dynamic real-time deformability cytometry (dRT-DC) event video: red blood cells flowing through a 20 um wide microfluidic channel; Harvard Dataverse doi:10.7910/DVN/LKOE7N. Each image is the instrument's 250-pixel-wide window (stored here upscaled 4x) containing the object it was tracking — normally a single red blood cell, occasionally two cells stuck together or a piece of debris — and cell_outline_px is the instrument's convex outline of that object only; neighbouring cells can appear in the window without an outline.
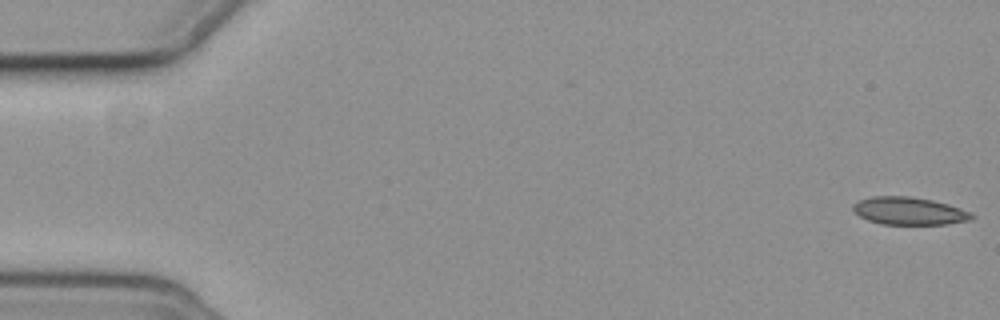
{"species": "common noctule bat (a hibernating species)", "species_latin": "Nyctalus noctula", "temperature_condition": "cold", "stored_images_in_passage": 57, "camera_frame_rate_fps": 3000, "um_per_image_px": 0.085, "animal": {"sex": "female", "body_mass_g": 19.3, "forearm_length_mm": 54.1}, "frame": {"image": 1, "passage_image": 1, "time_ms": 0.0, "image_size_px": [1000, 320], "cell_outline_px": [[976, 216], [972, 220], [948, 224], [880, 224], [868, 220], [860, 216], [852, 208], [852, 204], [860, 200], [872, 196], [908, 196], [932, 200], [948, 204], [972, 212]], "centroid_in_image_um": [77.31, 17.93], "position_along_channel_um": 7.7, "area_um2": 19.19}}
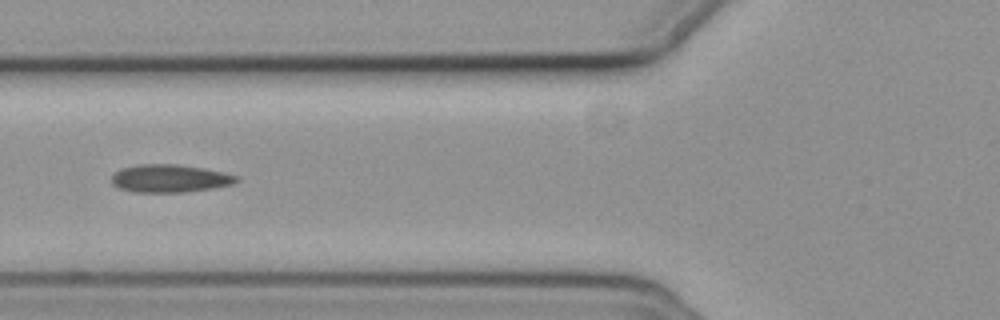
{"frame": {"image": 2, "passage_image": 22, "time_ms": 7.0, "image_size_px": [1000, 320], "cell_outline_px": [[240, 180], [232, 184], [212, 188], [188, 192], [132, 192], [120, 188], [112, 184], [112, 176], [120, 168], [136, 164], [176, 164], [204, 168], [224, 172], [240, 176]], "centroid_in_image_um": [14.45, 15.16], "position_along_channel_um": 111.3, "area_um2": 20.46}}
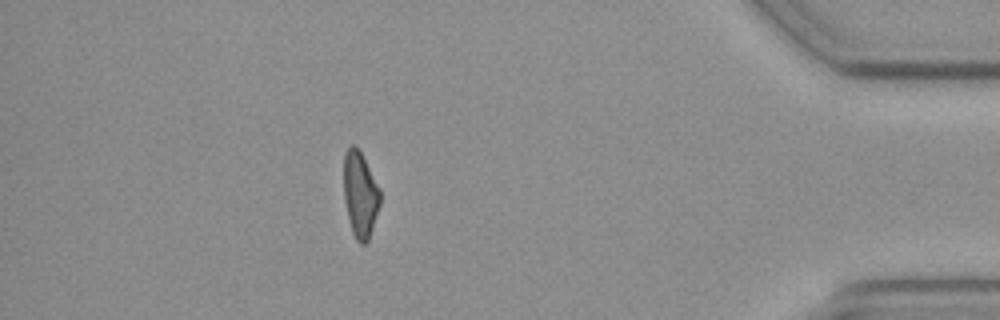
{"frame": {"image": 3, "passage_image": 50, "time_ms": 16.333, "image_size_px": [1000, 320], "cell_outline_px": [[380, 204], [368, 240], [364, 244], [360, 244], [356, 240], [352, 232], [344, 200], [344, 152], [352, 144], [356, 144], [380, 188]], "centroid_in_image_um": [30.61, 16.51], "position_along_channel_um": 404.6, "area_um2": 18.09}}